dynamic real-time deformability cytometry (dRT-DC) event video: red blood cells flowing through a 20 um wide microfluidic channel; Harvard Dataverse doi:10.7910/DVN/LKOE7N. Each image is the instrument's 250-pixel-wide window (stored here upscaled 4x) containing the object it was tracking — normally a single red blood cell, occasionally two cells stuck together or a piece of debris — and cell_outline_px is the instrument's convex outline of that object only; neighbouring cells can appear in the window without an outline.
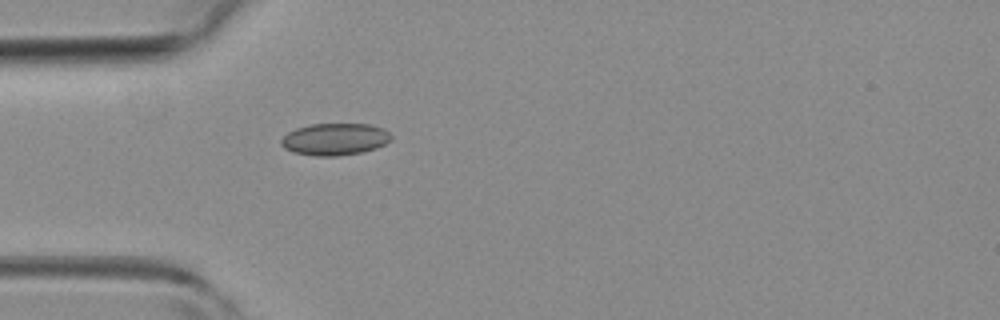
{"species": "common noctule bat (a hibernating species)", "species_latin": "Nyctalus noctula", "temperature_condition": "room temperature", "stored_images_in_passage": 1, "camera_frame_rate_fps": 3000, "um_per_image_px": 0.085, "animal": {"sex": "female", "body_mass_g": 19.3, "forearm_length_mm": 54.1}, "frame": {"image": 1, "passage_image": 1, "time_ms": 0.0, "image_size_px": [1000, 320], "cell_outline_px": [[392, 140], [376, 148], [360, 152], [336, 156], [316, 156], [292, 152], [284, 148], [280, 144], [280, 140], [288, 132], [296, 128], [312, 124], [368, 124], [384, 128], [392, 136]], "centroid_in_image_um": [28.45, 11.83], "position_along_channel_um": 56.5, "area_um2": 20.52}}